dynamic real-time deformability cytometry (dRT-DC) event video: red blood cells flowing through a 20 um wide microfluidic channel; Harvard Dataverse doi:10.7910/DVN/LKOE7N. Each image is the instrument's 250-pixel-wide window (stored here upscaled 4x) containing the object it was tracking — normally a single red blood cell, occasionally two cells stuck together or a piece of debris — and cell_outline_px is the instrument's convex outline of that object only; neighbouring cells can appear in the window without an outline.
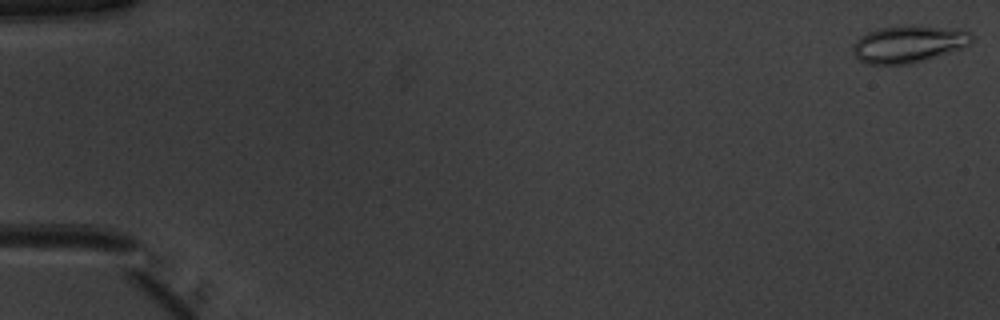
{"species": "common noctule bat (a hibernating species)", "species_latin": "Nyctalus noctula", "temperature_condition": "warm", "stored_images_in_passage": 51, "camera_frame_rate_fps": 3000, "um_per_image_px": 0.085, "animal": {"sex": "male", "body_mass_g": 20.1, "forearm_length_mm": 53.5}, "frame": {"image": 1, "passage_image": 1, "time_ms": 0.0, "image_size_px": [1000, 320], "cell_outline_px": [[976, 36], [972, 44], [912, 64], [868, 64], [860, 60], [852, 52], [852, 44], [856, 40], [868, 32], [880, 28], [908, 24], [956, 28], [968, 32]], "centroid_in_image_um": [77.25, 3.72], "position_along_channel_um": 7.7, "area_um2": 25.95}}
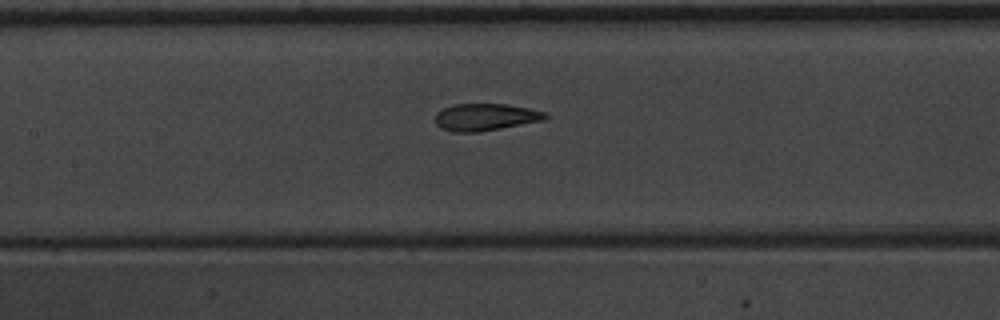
{"frame": {"image": 2, "passage_image": 25, "time_ms": 8.0, "image_size_px": [1000, 320], "cell_outline_px": [[548, 116], [544, 120], [480, 132], [452, 132], [440, 128], [436, 124], [436, 112], [452, 104], [508, 104], [528, 108], [544, 112]], "centroid_in_image_um": [41.23, 9.95], "position_along_channel_um": 166.2, "area_um2": 17.4}}
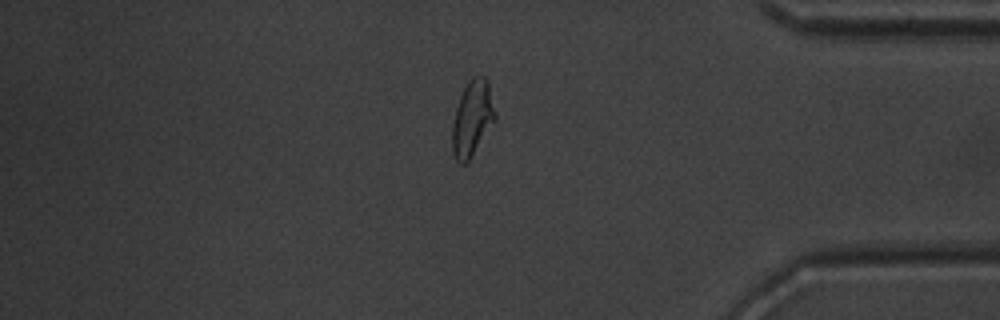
{"frame": {"image": 3, "passage_image": 44, "time_ms": 14.333, "image_size_px": [1000, 320], "cell_outline_px": [[496, 120], [468, 160], [464, 164], [460, 164], [456, 160], [452, 152], [452, 124], [456, 108], [460, 96], [468, 80], [472, 76], [484, 76], [488, 80], [496, 116]], "centroid_in_image_um": [40.14, 10.04], "position_along_channel_um": 395.1, "area_um2": 18.79}, "authors_computed_cell_mechanics": {"area_um2": 18.7272, "velocity_mm_per_s": 3.9941, "shape_relaxation_time_tau1_ms": 6.2706, "shape_relaxation_time_tau2_ms": 1.2755, "deformation_change_tau1": 0.2119, "deformation_change_tau2": 0.0723}}